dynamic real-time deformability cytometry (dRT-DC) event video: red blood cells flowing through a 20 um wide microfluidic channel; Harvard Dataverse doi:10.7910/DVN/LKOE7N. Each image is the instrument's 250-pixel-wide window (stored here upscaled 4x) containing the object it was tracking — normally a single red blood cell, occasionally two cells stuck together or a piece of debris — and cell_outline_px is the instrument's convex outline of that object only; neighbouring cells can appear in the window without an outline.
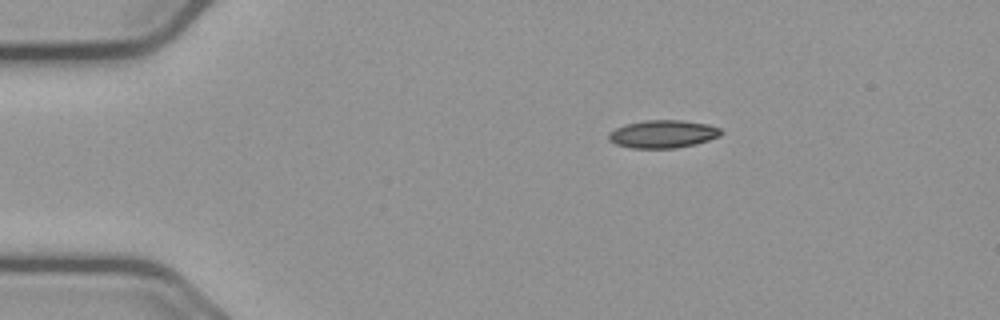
{"species": "common noctule bat (a hibernating species)", "species_latin": "Nyctalus noctula", "temperature_condition": "cold", "stored_images_in_passage": 47, "camera_frame_rate_fps": 3000, "um_per_image_px": 0.085, "animal": {"sex": "male", "body_mass_g": 23.1, "forearm_length_mm": 52.7}, "frame": {"image": 1, "passage_image": 1, "time_ms": 0.0, "image_size_px": [1000, 320], "cell_outline_px": [[724, 132], [720, 136], [708, 140], [676, 148], [632, 148], [616, 144], [608, 140], [608, 132], [624, 124], [644, 120], [680, 120], [708, 124], [720, 128]], "centroid_in_image_um": [56.32, 11.38], "position_along_channel_um": 28.7, "area_um2": 18.26}}
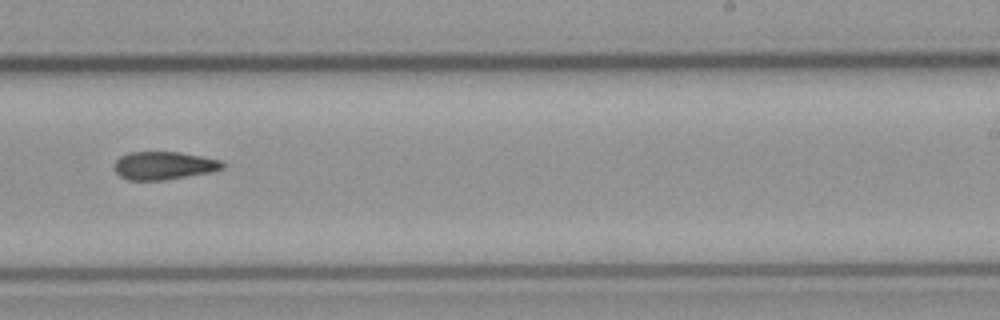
{"frame": {"image": 2, "passage_image": 26, "time_ms": 8.333, "image_size_px": [1000, 320], "cell_outline_px": [[224, 168], [212, 172], [164, 180], [128, 180], [120, 176], [112, 168], [112, 164], [120, 156], [128, 152], [180, 152], [220, 160], [224, 164]], "centroid_in_image_um": [13.88, 14.07], "position_along_channel_um": 275.1, "area_um2": 17.8}}
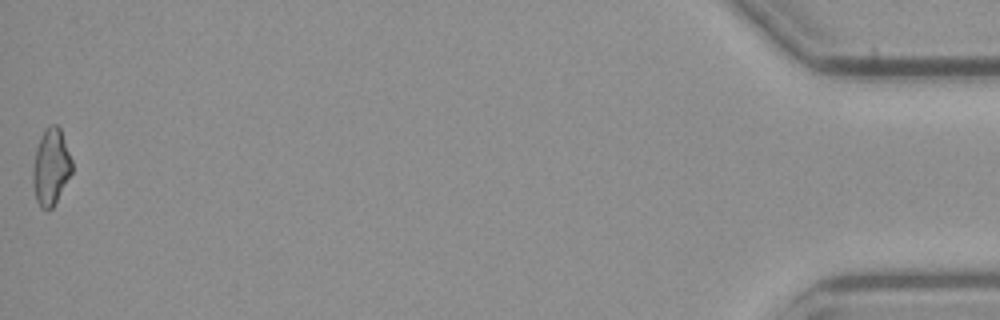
{"frame": {"image": 3, "passage_image": 47, "time_ms": 15.333, "image_size_px": [1000, 320], "cell_outline_px": [[72, 172], [52, 208], [48, 212], [40, 208], [36, 200], [32, 184], [32, 172], [36, 148], [40, 136], [44, 128], [48, 124], [56, 124], [60, 128], [72, 160]], "centroid_in_image_um": [4.31, 14.19], "position_along_channel_um": 430.9, "area_um2": 17.63}, "authors_computed_cell_mechanics": {"area_um2": 17.8602, "velocity_mm_per_s": 3.6769, "shape_relaxation_time_tau1_ms": null, "shape_relaxation_time_tau2_ms": 9.6263, "deformation_change_tau1": null, "deformation_change_tau2": 0.1713}}